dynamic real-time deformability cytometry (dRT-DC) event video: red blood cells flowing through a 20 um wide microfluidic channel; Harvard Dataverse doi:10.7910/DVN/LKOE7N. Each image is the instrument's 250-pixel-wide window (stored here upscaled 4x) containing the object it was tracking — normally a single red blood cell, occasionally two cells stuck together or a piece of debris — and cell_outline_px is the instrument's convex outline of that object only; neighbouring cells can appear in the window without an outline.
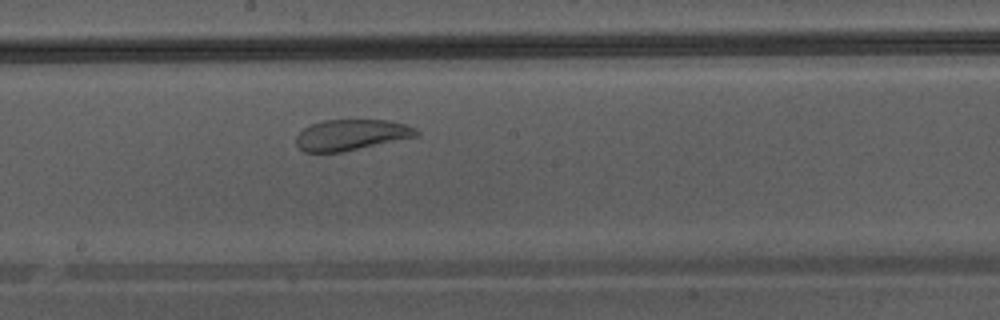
{"species": "Egyptian fruit bat (a non-hibernating species)", "species_latin": "Rousettus aegyptiacus", "temperature_condition": "warm", "stored_images_in_passage": 36, "camera_frame_rate_fps": 3000, "um_per_image_px": 0.085, "animal": {"sex": "male"}, "frame": {"image": 1, "passage_image": 16, "time_ms": 5.0, "image_size_px": [1000, 320], "cell_outline_px": [[420, 136], [340, 152], [304, 152], [296, 144], [296, 136], [304, 128], [312, 124], [324, 120], [388, 120], [404, 124], [416, 128], [420, 132]], "centroid_in_image_um": [29.88, 11.46], "position_along_channel_um": 218.3, "area_um2": 21.56}}